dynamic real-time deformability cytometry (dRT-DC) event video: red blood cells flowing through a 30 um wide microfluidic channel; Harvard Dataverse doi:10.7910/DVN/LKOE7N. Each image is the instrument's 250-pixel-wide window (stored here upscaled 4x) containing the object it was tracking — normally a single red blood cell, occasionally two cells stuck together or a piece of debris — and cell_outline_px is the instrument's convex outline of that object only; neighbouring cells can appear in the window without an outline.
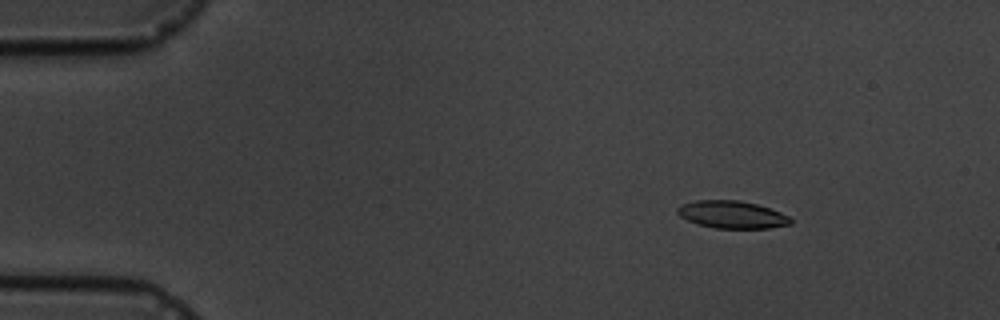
{"species": "common noctule bat (a hibernating species)", "species_latin": "Nyctalus noctula", "temperature_condition": "cold", "stored_images_in_passage": 6, "camera_frame_rate_fps": 3000, "um_per_image_px": 0.085, "animal": {"sex": "male", "body_mass_g": 19.5, "forearm_length_mm": 54.6}, "frame": {"image": 1, "passage_image": 3, "time_ms": 2.333, "image_size_px": [1000, 320], "cell_outline_px": [[792, 224], [768, 228], [716, 228], [696, 224], [680, 216], [676, 212], [676, 208], [680, 204], [696, 200], [740, 200], [756, 204], [780, 212], [788, 216], [792, 220]], "centroid_in_image_um": [62.18, 18.23], "position_along_channel_um": 22.8, "area_um2": 18.15}}